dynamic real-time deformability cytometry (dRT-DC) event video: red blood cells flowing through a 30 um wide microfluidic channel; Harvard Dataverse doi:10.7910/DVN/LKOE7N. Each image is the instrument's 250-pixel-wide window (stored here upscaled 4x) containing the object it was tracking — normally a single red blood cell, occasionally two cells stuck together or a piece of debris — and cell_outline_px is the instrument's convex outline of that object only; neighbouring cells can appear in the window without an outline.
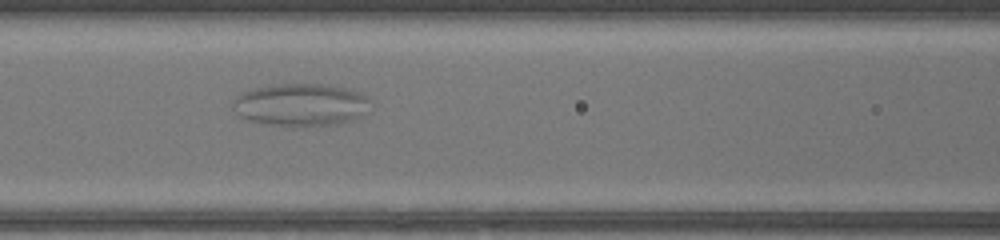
{"species": "common noctule bat (a hibernating species)", "species_latin": "Nyctalus noctula", "temperature_condition": "warm", "stored_images_in_passage": 37, "camera_frame_rate_fps": 3000, "um_per_image_px": 0.085, "animal": {"sex": "female", "body_mass_g": 17.0, "forearm_length_mm": 48.0}, "frame": {"image": 1, "passage_image": 11, "time_ms": 3.333, "image_size_px": [1000, 240], "cell_outline_px": [[368, 100], [356, 116], [352, 120], [336, 124], [292, 128], [252, 120], [240, 116], [232, 104], [244, 92], [276, 84], [320, 84], [348, 88], [360, 92]], "centroid_in_image_um": [25.54, 8.92], "position_along_channel_um": 141.1, "area_um2": 33.06}}
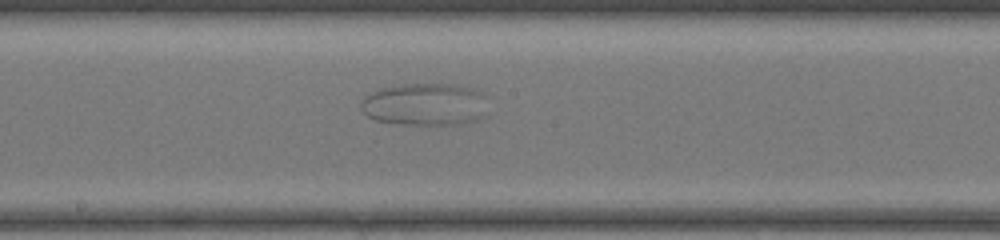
{"frame": {"image": 2, "passage_image": 16, "time_ms": 5.0, "image_size_px": [1000, 240], "cell_outline_px": [[488, 116], [456, 124], [404, 124], [376, 120], [368, 116], [360, 108], [360, 104], [372, 92], [380, 88], [400, 84], [448, 84], [476, 88], [484, 96]], "centroid_in_image_um": [36.16, 8.86], "position_along_channel_um": 212.0, "area_um2": 31.27}}
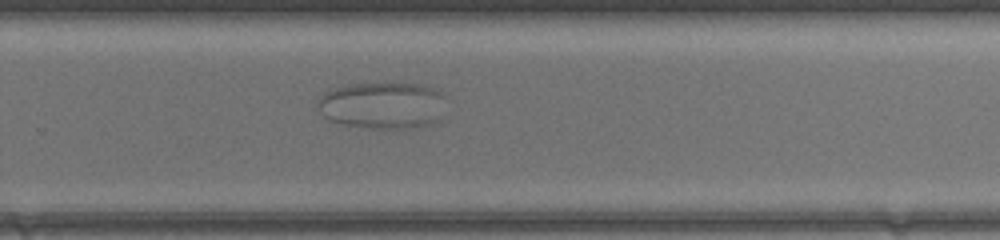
{"frame": {"image": 3, "passage_image": 22, "time_ms": 7.0, "image_size_px": [1000, 240], "cell_outline_px": [[444, 96], [440, 120], [416, 128], [368, 128], [344, 124], [328, 120], [320, 112], [316, 104], [320, 96], [324, 92], [348, 84], [416, 84], [432, 88], [440, 92]], "centroid_in_image_um": [32.48, 8.97], "position_along_channel_um": 297.3, "area_um2": 34.8}}